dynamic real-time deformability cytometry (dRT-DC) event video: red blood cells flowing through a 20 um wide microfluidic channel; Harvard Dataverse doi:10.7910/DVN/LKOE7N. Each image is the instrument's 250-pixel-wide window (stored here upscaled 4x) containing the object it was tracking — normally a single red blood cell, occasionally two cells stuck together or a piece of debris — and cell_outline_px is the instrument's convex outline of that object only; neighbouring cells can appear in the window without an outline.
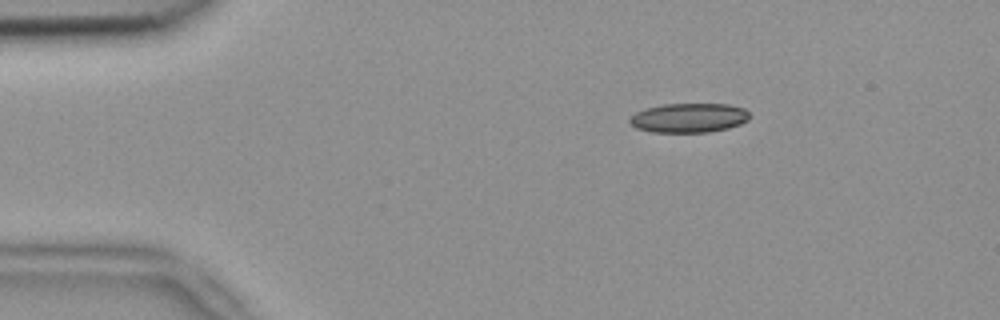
{"species": "common noctule bat (a hibernating species)", "species_latin": "Nyctalus noctula", "temperature_condition": "room temperature", "stored_images_in_passage": 2, "camera_frame_rate_fps": 3000, "um_per_image_px": 0.085, "animal": {"sex": "female", "body_mass_g": 18.4}, "frame": {"image": 1, "passage_image": 1, "time_ms": 0.0, "image_size_px": [1000, 320], "cell_outline_px": [[748, 120], [740, 124], [728, 128], [708, 132], [652, 132], [636, 128], [628, 120], [636, 112], [644, 108], [664, 104], [728, 104], [744, 108], [748, 112]], "centroid_in_image_um": [58.54, 10.01], "position_along_channel_um": 26.5, "area_um2": 20.46}}
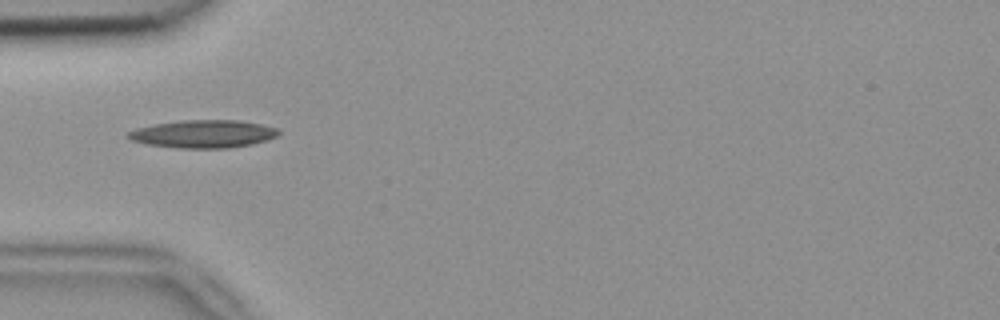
{"frame": {"image": 2, "passage_image": 2, "time_ms": 0.333, "image_size_px": [1000, 320], "cell_outline_px": [[280, 132], [276, 136], [252, 144], [228, 148], [176, 148], [144, 144], [132, 140], [124, 136], [128, 132], [136, 128], [156, 124], [180, 120], [240, 120], [280, 128]], "centroid_in_image_um": [17.25, 11.38], "position_along_channel_um": 67.7, "area_um2": 24.51}}